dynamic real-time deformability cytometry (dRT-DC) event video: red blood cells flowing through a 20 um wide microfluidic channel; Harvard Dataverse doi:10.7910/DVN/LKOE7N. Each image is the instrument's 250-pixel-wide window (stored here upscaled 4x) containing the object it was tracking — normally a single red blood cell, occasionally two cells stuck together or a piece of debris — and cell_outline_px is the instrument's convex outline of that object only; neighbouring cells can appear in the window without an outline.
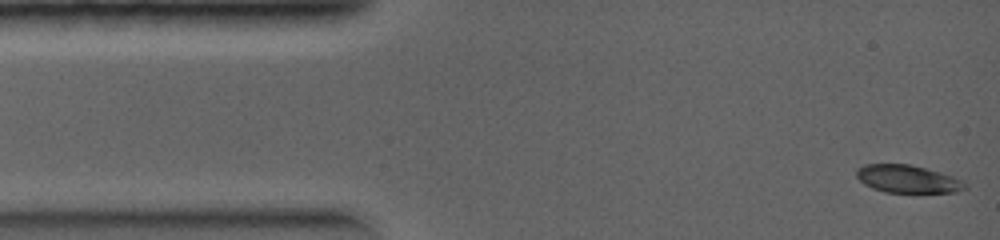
{"species": "common noctule bat (a hibernating species)", "species_latin": "Nyctalus noctula", "temperature_condition": "warm", "stored_images_in_passage": 55, "camera_frame_rate_fps": 5000, "um_per_image_px": 0.085, "animal": {"sex": "female", "body_mass_g": 19.0, "forearm_length_mm": 56.7}, "frame": {"image": 1, "passage_image": 1, "time_ms": 0.0, "image_size_px": [1000, 240], "cell_outline_px": [[968, 188], [956, 192], [884, 192], [872, 188], [864, 184], [856, 176], [856, 168], [864, 164], [908, 164], [924, 168], [952, 176], [968, 184]], "centroid_in_image_um": [77.12, 15.21], "position_along_channel_um": 7.9, "area_um2": 17.46}}
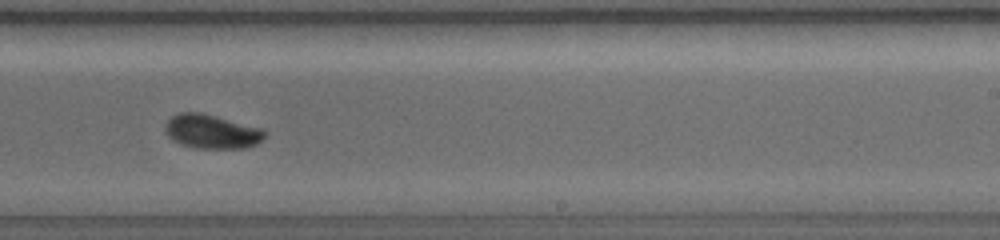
{"frame": {"image": 2, "passage_image": 35, "time_ms": 5.4, "image_size_px": [1000, 240], "cell_outline_px": [[268, 132], [256, 144], [244, 148], [196, 148], [180, 144], [172, 140], [164, 132], [164, 124], [172, 116], [180, 112], [200, 112], [264, 128]], "centroid_in_image_um": [17.98, 11.17], "position_along_channel_um": 271.0, "area_um2": 19.94}}
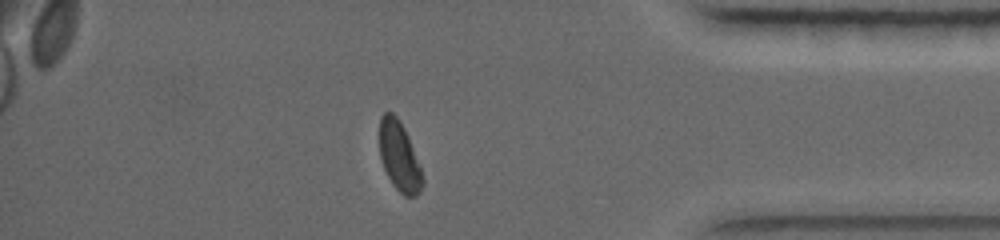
{"frame": {"image": 3, "passage_image": 49, "time_ms": 7.8, "image_size_px": [1000, 240], "cell_outline_px": [[424, 184], [420, 192], [416, 196], [404, 196], [392, 184], [384, 168], [380, 156], [380, 116], [384, 112], [392, 112], [400, 120], [408, 136], [420, 168], [424, 180]], "centroid_in_image_um": [33.94, 13.3], "position_along_channel_um": 401.3, "area_um2": 17.28}}